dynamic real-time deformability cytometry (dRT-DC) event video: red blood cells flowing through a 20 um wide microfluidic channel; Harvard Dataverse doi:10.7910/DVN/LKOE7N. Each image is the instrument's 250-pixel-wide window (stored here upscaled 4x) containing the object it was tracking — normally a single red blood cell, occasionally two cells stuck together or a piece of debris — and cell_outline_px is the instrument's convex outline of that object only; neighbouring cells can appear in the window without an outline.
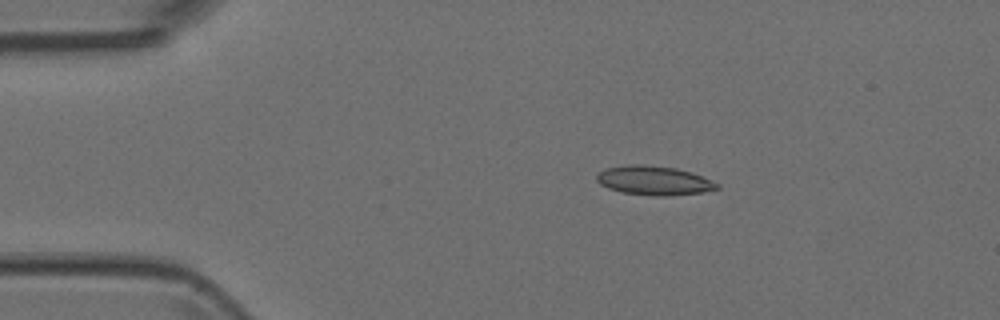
{"species": "Egyptian fruit bat (a non-hibernating species)", "species_latin": "Rousettus aegyptiacus", "temperature_condition": "room temperature", "stored_images_in_passage": 8, "camera_frame_rate_fps": 3000, "um_per_image_px": 0.085, "animal": {"sex": "female"}, "frame": {"image": 1, "passage_image": 2, "time_ms": 0.333, "image_size_px": [1000, 320], "cell_outline_px": [[720, 188], [700, 192], [668, 196], [652, 196], [620, 192], [608, 188], [600, 184], [596, 180], [596, 176], [600, 172], [608, 168], [628, 164], [644, 164], [676, 168], [692, 172], [720, 184]], "centroid_in_image_um": [55.58, 15.34], "position_along_channel_um": 29.4, "area_um2": 20.46}}
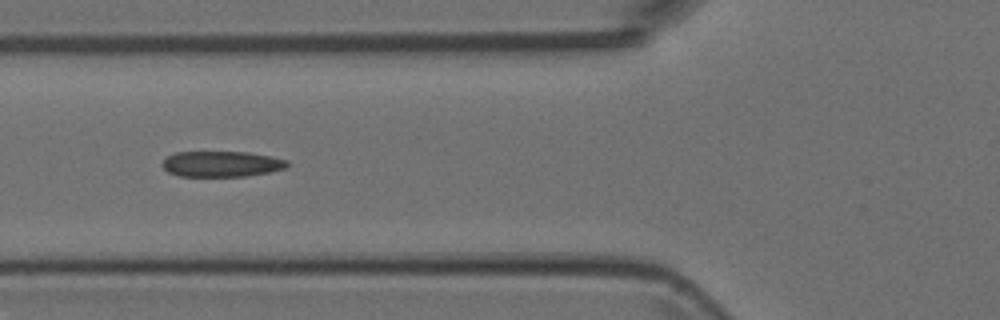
{"frame": {"image": 2, "passage_image": 5, "time_ms": 1.333, "image_size_px": [1000, 320], "cell_outline_px": [[288, 164], [284, 168], [268, 172], [244, 176], [180, 176], [168, 172], [160, 164], [168, 156], [176, 152], [248, 152], [288, 160]], "centroid_in_image_um": [18.79, 13.93], "position_along_channel_um": 107.0, "area_um2": 18.5}}
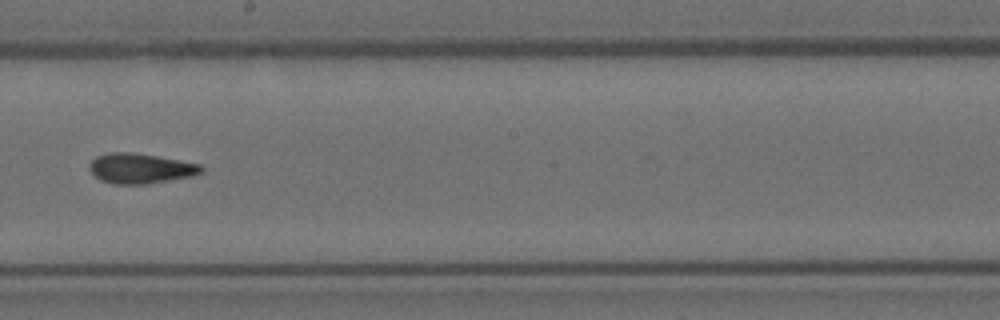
{"frame": {"image": 3, "passage_image": 8, "time_ms": 2.333, "image_size_px": [1000, 320], "cell_outline_px": [[204, 172], [192, 176], [148, 184], [112, 184], [100, 180], [88, 168], [88, 164], [96, 156], [108, 152], [132, 152], [156, 156], [200, 164], [204, 168]], "centroid_in_image_um": [11.92, 14.32], "position_along_channel_um": 236.3, "area_um2": 19.71}}